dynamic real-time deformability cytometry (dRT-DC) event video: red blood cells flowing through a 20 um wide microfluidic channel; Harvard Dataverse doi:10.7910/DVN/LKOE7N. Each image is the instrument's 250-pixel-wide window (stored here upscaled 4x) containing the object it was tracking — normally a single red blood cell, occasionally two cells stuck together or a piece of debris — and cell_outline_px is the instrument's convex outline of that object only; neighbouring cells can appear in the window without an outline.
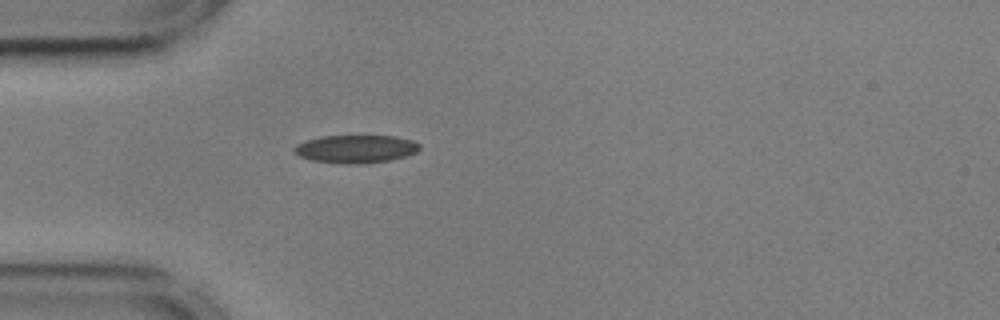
{"species": "common noctule bat (a hibernating species)", "species_latin": "Nyctalus noctula", "temperature_condition": "cold", "stored_images_in_passage": 41, "camera_frame_rate_fps": 3000, "um_per_image_px": 0.085, "animal": {"sex": "male", "body_mass_g": 17.9, "forearm_length_mm": 54.2}, "frame": {"image": 1, "passage_image": 1, "time_ms": 0.0, "image_size_px": [1000, 320], "cell_outline_px": [[420, 148], [416, 152], [404, 156], [388, 160], [360, 164], [344, 164], [312, 160], [300, 156], [292, 152], [292, 148], [296, 144], [320, 136], [396, 136], [412, 140], [420, 144]], "centroid_in_image_um": [30.21, 12.66], "position_along_channel_um": 54.8, "area_um2": 20.4}}
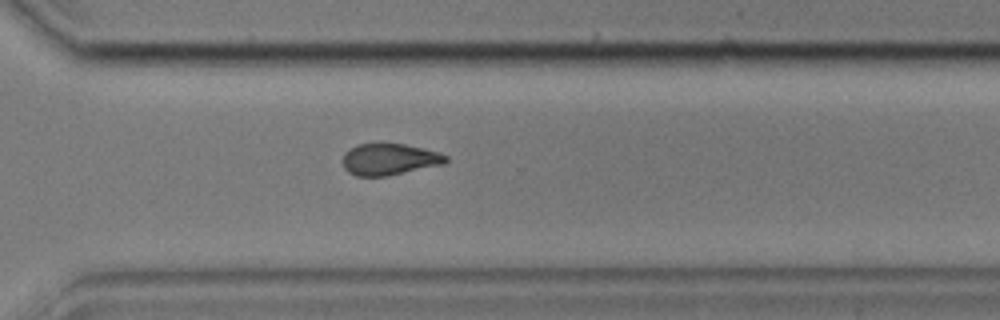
{"frame": {"image": 2, "passage_image": 25, "time_ms": 8.0, "image_size_px": [1000, 320], "cell_outline_px": [[448, 160], [444, 164], [388, 176], [356, 176], [348, 172], [344, 168], [344, 152], [348, 148], [356, 144], [404, 144], [424, 148], [448, 156]], "centroid_in_image_um": [33.09, 13.54], "position_along_channel_um": 337.5, "area_um2": 18.96}}
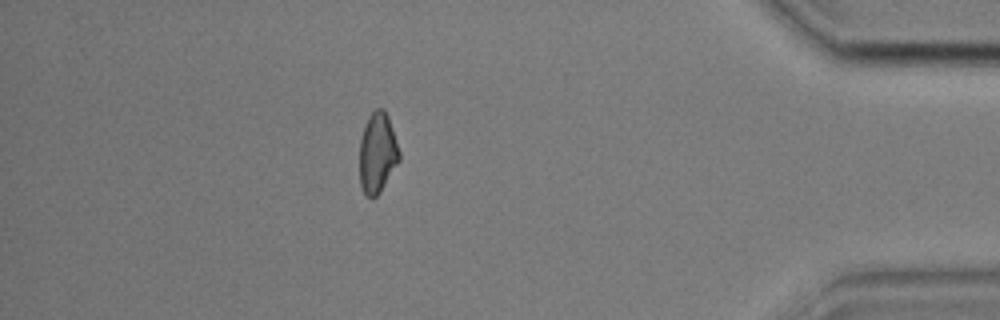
{"frame": {"image": 3, "passage_image": 34, "time_ms": 11.0, "image_size_px": [1000, 320], "cell_outline_px": [[400, 160], [380, 192], [372, 200], [364, 192], [360, 184], [360, 140], [368, 116], [376, 108], [384, 108], [388, 116], [400, 152]], "centroid_in_image_um": [32.09, 13.0], "position_along_channel_um": 403.1, "area_um2": 18.55}, "authors_computed_cell_mechanics": {"area_um2": 19.5364, "velocity_mm_per_s": 3.6042, "shape_relaxation_time_tau1_ms": 6.5311, "shape_relaxation_time_tau2_ms": 4.16, "deformation_change_tau1": 0.1362, "deformation_change_tau2": 0.1115}}